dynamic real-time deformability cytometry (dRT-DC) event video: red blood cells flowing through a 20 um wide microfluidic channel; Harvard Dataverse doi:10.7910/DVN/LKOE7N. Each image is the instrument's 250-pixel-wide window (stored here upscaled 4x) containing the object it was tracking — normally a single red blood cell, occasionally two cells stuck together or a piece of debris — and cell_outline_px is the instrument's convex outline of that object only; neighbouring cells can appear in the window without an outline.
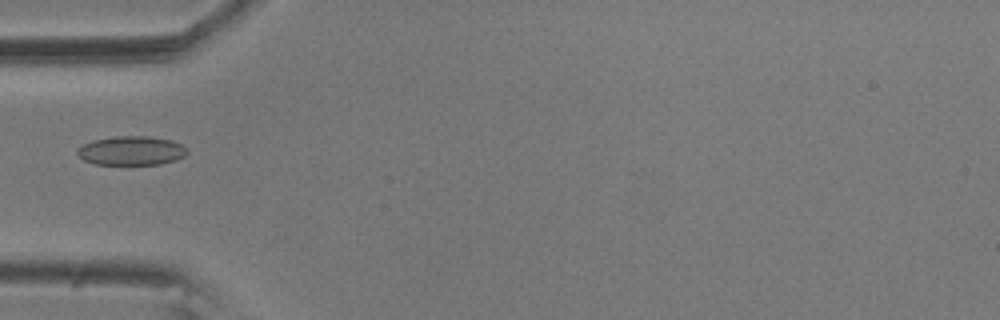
{"species": "common noctule bat (a hibernating species)", "species_latin": "Nyctalus noctula", "temperature_condition": "room temperature", "stored_images_in_passage": 1, "camera_frame_rate_fps": 3000, "um_per_image_px": 0.085, "animal": {"sex": "male", "body_mass_g": 20.5, "forearm_length_mm": 52.5}, "frame": {"image": 1, "passage_image": 1, "time_ms": 0.0, "image_size_px": [1000, 320], "cell_outline_px": [[188, 152], [184, 156], [176, 160], [160, 164], [96, 164], [84, 160], [76, 152], [84, 144], [92, 140], [116, 136], [148, 136], [172, 140], [188, 148]], "centroid_in_image_um": [11.21, 12.8], "position_along_channel_um": 73.8, "area_um2": 18.5}}